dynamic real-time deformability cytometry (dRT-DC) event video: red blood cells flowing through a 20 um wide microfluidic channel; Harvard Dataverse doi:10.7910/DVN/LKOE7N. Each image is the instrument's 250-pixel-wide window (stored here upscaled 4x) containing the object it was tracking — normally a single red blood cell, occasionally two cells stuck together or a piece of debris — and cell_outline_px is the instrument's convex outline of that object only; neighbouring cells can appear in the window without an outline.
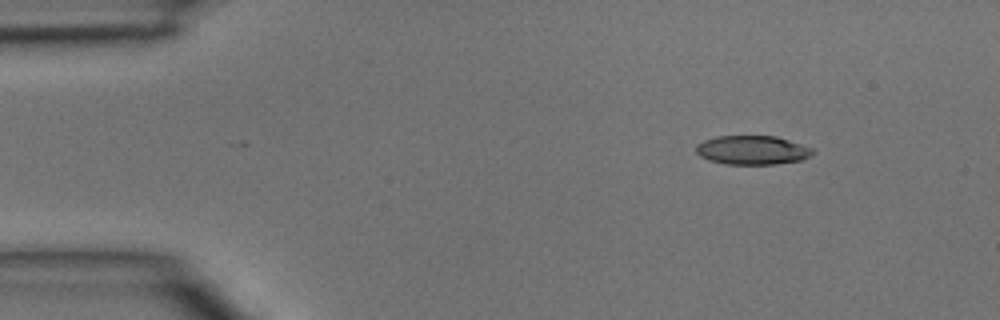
{"species": "common noctule bat (a hibernating species)", "species_latin": "Nyctalus noctula", "temperature_condition": "room temperature", "stored_images_in_passage": 2, "camera_frame_rate_fps": 3000, "um_per_image_px": 0.085, "animal": {"sex": "male", "body_mass_g": 15.6}, "frame": {"image": 1, "passage_image": 1, "time_ms": 0.0, "image_size_px": [1000, 320], "cell_outline_px": [[812, 152], [808, 156], [800, 160], [776, 164], [724, 164], [708, 160], [700, 156], [696, 152], [696, 144], [704, 140], [716, 136], [776, 136], [812, 148]], "centroid_in_image_um": [63.88, 12.76], "position_along_channel_um": 21.1, "area_um2": 19.54}}